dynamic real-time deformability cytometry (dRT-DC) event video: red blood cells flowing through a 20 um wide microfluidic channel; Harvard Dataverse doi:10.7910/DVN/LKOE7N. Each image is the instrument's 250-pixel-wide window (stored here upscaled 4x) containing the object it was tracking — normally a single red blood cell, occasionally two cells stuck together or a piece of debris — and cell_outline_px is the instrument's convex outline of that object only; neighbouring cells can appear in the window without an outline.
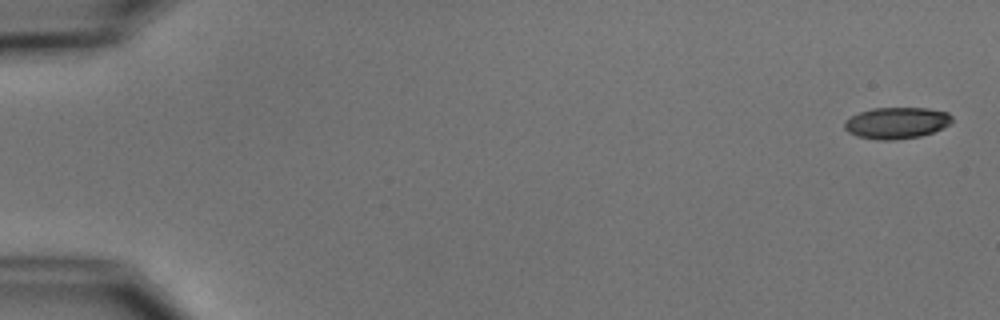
{"species": "common noctule bat (a hibernating species)", "species_latin": "Nyctalus noctula", "temperature_condition": "cold", "stored_images_in_passage": 11, "camera_frame_rate_fps": 3000, "um_per_image_px": 0.085, "animal": {"sex": "male", "body_mass_g": 15.6}, "frame": {"image": 1, "passage_image": 1, "time_ms": 0.0, "image_size_px": [1000, 320], "cell_outline_px": [[952, 120], [948, 124], [932, 132], [920, 136], [892, 140], [880, 140], [856, 136], [848, 132], [844, 128], [844, 120], [860, 112], [872, 108], [928, 108], [948, 112], [952, 116]], "centroid_in_image_um": [76.18, 10.44], "position_along_channel_um": 8.8, "area_um2": 19.59}}
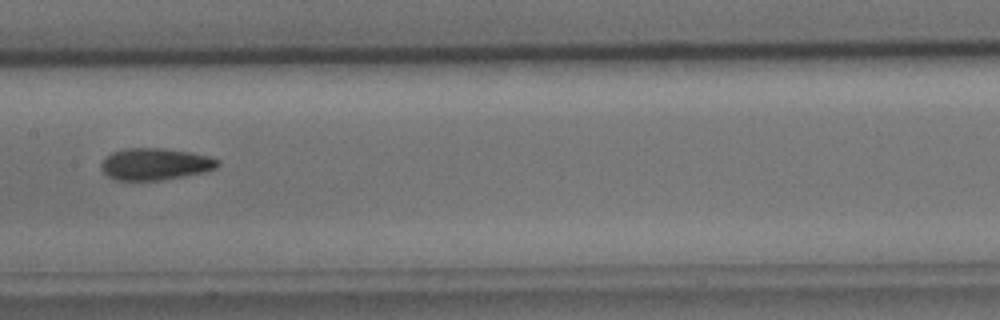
{"frame": {"image": 2, "passage_image": 8, "time_ms": 9.0, "image_size_px": [1000, 320], "cell_outline_px": [[220, 164], [216, 168], [204, 172], [160, 180], [116, 180], [108, 176], [100, 168], [100, 164], [104, 156], [112, 152], [124, 148], [164, 148], [188, 152], [208, 156], [220, 160]], "centroid_in_image_um": [13.15, 13.94], "position_along_channel_um": 194.2, "area_um2": 21.68}}
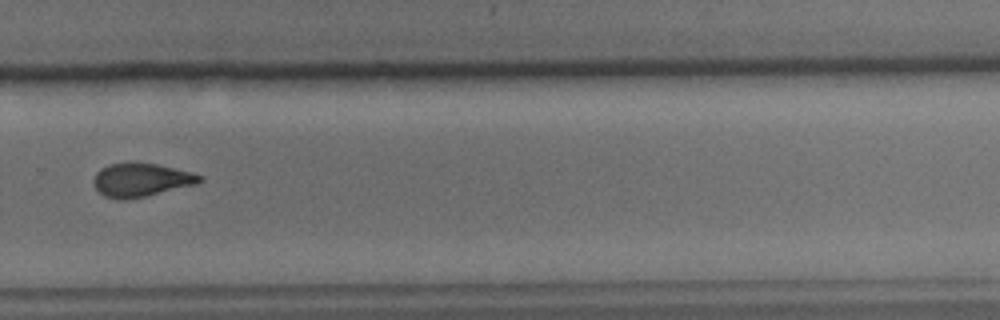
{"frame": {"image": 3, "passage_image": 11, "time_ms": 12.333, "image_size_px": [1000, 320], "cell_outline_px": [[204, 180], [196, 184], [144, 196], [124, 200], [120, 200], [104, 196], [92, 184], [92, 180], [96, 172], [100, 168], [108, 164], [128, 160], [136, 160], [156, 164], [192, 172], [204, 176]], "centroid_in_image_um": [11.95, 15.25], "position_along_channel_um": 317.8, "area_um2": 21.21}}